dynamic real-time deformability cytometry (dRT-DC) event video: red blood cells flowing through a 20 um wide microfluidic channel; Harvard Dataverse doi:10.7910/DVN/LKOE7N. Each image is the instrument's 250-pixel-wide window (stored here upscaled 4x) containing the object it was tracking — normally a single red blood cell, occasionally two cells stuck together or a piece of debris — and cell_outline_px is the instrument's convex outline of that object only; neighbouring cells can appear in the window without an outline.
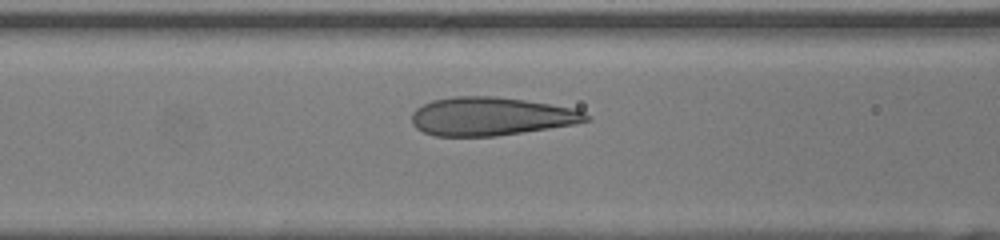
{"species": "human", "species_latin": "Homo sapiens", "temperature_condition": "room temperature", "stored_images_in_passage": 33, "camera_frame_rate_fps": 3000, "um_per_image_px": 0.085, "donor": {"sex": "female"}, "frame": {"image": 1, "passage_image": 10, "time_ms": 3.0, "image_size_px": [1000, 240], "cell_outline_px": [[592, 120], [576, 124], [496, 136], [436, 136], [424, 132], [416, 128], [412, 124], [412, 112], [416, 108], [432, 100], [456, 96], [496, 96], [524, 100], [576, 108], [584, 112]], "centroid_in_image_um": [41.74, 9.89], "position_along_channel_um": 124.9, "area_um2": 39.07}}
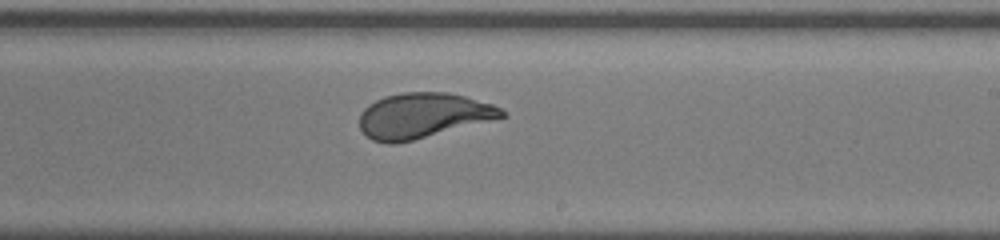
{"frame": {"image": 2, "passage_image": 19, "time_ms": 6.0, "image_size_px": [1000, 240], "cell_outline_px": [[508, 116], [396, 144], [384, 144], [372, 140], [360, 128], [360, 112], [368, 104], [384, 96], [404, 92], [448, 92], [464, 96], [492, 104], [508, 112]], "centroid_in_image_um": [35.94, 9.82], "position_along_channel_um": 253.1, "area_um2": 37.4}}
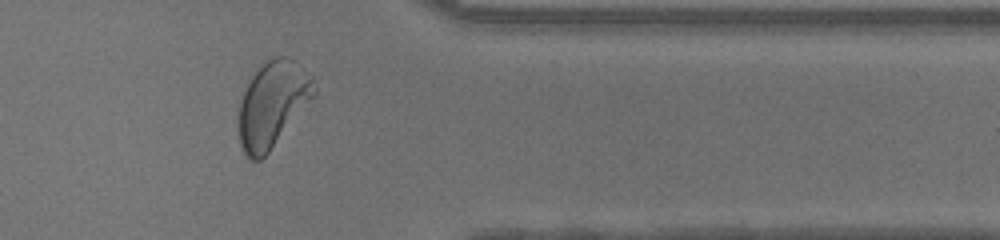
{"frame": {"image": 3, "passage_image": 29, "time_ms": 9.333, "image_size_px": [1000, 240], "cell_outline_px": [[316, 96], [268, 152], [260, 160], [252, 160], [244, 156], [236, 132], [236, 120], [240, 100], [252, 76], [272, 56], [288, 56], [312, 76], [316, 88]], "centroid_in_image_um": [23.14, 8.9], "position_along_channel_um": 388.3, "area_um2": 38.09}}